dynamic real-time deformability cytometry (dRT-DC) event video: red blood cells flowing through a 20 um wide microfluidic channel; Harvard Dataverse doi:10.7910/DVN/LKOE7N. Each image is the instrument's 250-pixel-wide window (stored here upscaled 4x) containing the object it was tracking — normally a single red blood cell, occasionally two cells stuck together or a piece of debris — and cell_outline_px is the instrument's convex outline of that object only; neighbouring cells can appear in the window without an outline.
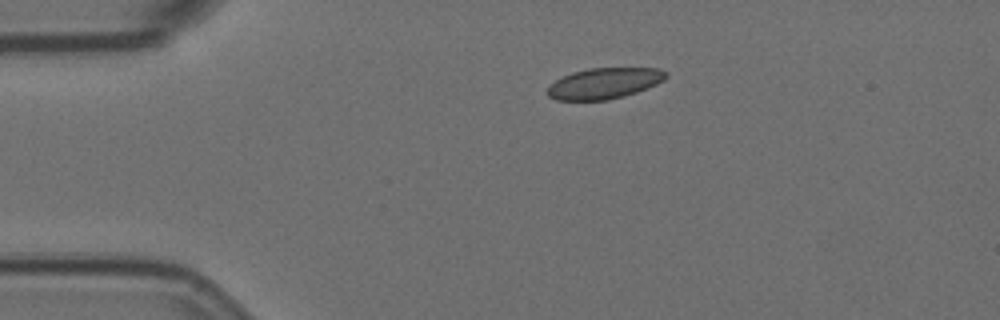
{"species": "Egyptian fruit bat (a non-hibernating species)", "species_latin": "Rousettus aegyptiacus", "temperature_condition": "room temperature", "stored_images_in_passage": 8, "camera_frame_rate_fps": 3000, "um_per_image_px": 0.085, "animal": {"sex": "female"}, "frame": {"image": 1, "passage_image": 1, "time_ms": 0.0, "image_size_px": [1000, 320], "cell_outline_px": [[668, 76], [664, 80], [648, 88], [624, 96], [608, 100], [556, 100], [548, 96], [544, 92], [548, 84], [572, 72], [588, 68], [660, 68], [668, 72]], "centroid_in_image_um": [51.34, 7.08], "position_along_channel_um": 33.7, "area_um2": 21.62}}
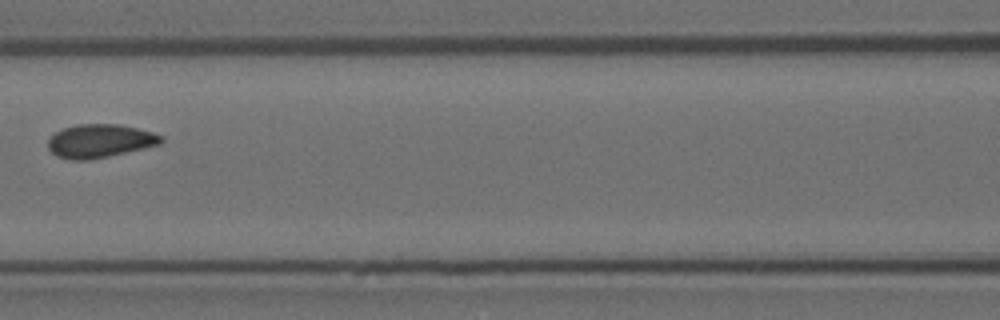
{"frame": {"image": 2, "passage_image": 5, "time_ms": 1.333, "image_size_px": [1000, 320], "cell_outline_px": [[164, 140], [160, 144], [108, 156], [88, 160], [68, 160], [56, 156], [48, 148], [48, 140], [56, 132], [64, 128], [76, 124], [120, 124], [152, 132], [164, 136]], "centroid_in_image_um": [8.48, 11.98], "position_along_channel_um": 158.1, "area_um2": 21.96}}
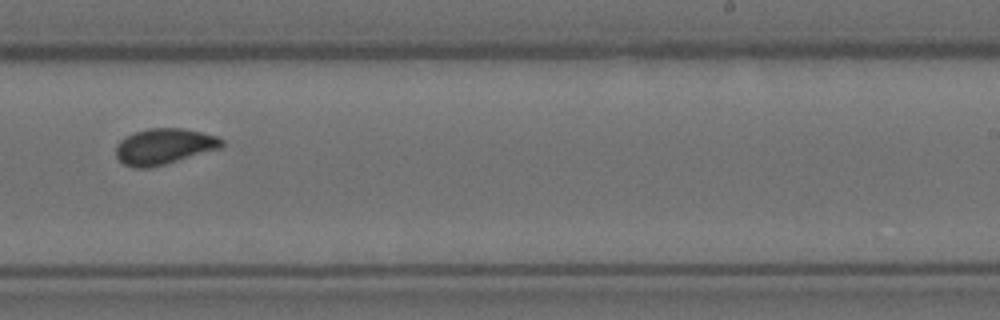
{"frame": {"image": 3, "passage_image": 8, "time_ms": 2.333, "image_size_px": [1000, 320], "cell_outline_px": [[224, 144], [220, 148], [152, 168], [132, 168], [124, 164], [116, 156], [116, 144], [120, 140], [136, 132], [148, 128], [184, 128], [216, 136], [224, 140]], "centroid_in_image_um": [13.93, 12.45], "position_along_channel_um": 275.1, "area_um2": 22.08}}